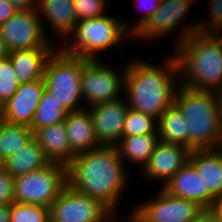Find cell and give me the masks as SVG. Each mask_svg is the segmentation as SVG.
<instances>
[{
    "label": "cell",
    "mask_w": 222,
    "mask_h": 222,
    "mask_svg": "<svg viewBox=\"0 0 222 222\" xmlns=\"http://www.w3.org/2000/svg\"><path fill=\"white\" fill-rule=\"evenodd\" d=\"M36 9L45 34L48 36L47 30L50 28L53 35L57 37L54 40L60 37L58 44H61L74 30L78 21L75 15L74 0H38Z\"/></svg>",
    "instance_id": "obj_17"
},
{
    "label": "cell",
    "mask_w": 222,
    "mask_h": 222,
    "mask_svg": "<svg viewBox=\"0 0 222 222\" xmlns=\"http://www.w3.org/2000/svg\"><path fill=\"white\" fill-rule=\"evenodd\" d=\"M109 0H74L77 20L102 16L109 9Z\"/></svg>",
    "instance_id": "obj_32"
},
{
    "label": "cell",
    "mask_w": 222,
    "mask_h": 222,
    "mask_svg": "<svg viewBox=\"0 0 222 222\" xmlns=\"http://www.w3.org/2000/svg\"><path fill=\"white\" fill-rule=\"evenodd\" d=\"M174 103L187 120L191 151L222 147V124L217 92L196 91L180 84Z\"/></svg>",
    "instance_id": "obj_4"
},
{
    "label": "cell",
    "mask_w": 222,
    "mask_h": 222,
    "mask_svg": "<svg viewBox=\"0 0 222 222\" xmlns=\"http://www.w3.org/2000/svg\"><path fill=\"white\" fill-rule=\"evenodd\" d=\"M88 109L99 144L115 146L123 137L125 118L129 109L124 96Z\"/></svg>",
    "instance_id": "obj_14"
},
{
    "label": "cell",
    "mask_w": 222,
    "mask_h": 222,
    "mask_svg": "<svg viewBox=\"0 0 222 222\" xmlns=\"http://www.w3.org/2000/svg\"><path fill=\"white\" fill-rule=\"evenodd\" d=\"M33 138L30 126L18 125L0 118V158L5 161Z\"/></svg>",
    "instance_id": "obj_25"
},
{
    "label": "cell",
    "mask_w": 222,
    "mask_h": 222,
    "mask_svg": "<svg viewBox=\"0 0 222 222\" xmlns=\"http://www.w3.org/2000/svg\"><path fill=\"white\" fill-rule=\"evenodd\" d=\"M190 152L185 146L159 141L148 162L142 169H138L139 174H142L139 177H143V180L146 178L151 183L159 182L160 188H163L189 162Z\"/></svg>",
    "instance_id": "obj_13"
},
{
    "label": "cell",
    "mask_w": 222,
    "mask_h": 222,
    "mask_svg": "<svg viewBox=\"0 0 222 222\" xmlns=\"http://www.w3.org/2000/svg\"><path fill=\"white\" fill-rule=\"evenodd\" d=\"M218 99H219V105H220L221 124H222V91L218 92Z\"/></svg>",
    "instance_id": "obj_42"
},
{
    "label": "cell",
    "mask_w": 222,
    "mask_h": 222,
    "mask_svg": "<svg viewBox=\"0 0 222 222\" xmlns=\"http://www.w3.org/2000/svg\"><path fill=\"white\" fill-rule=\"evenodd\" d=\"M33 137L49 162L67 167L76 156L70 149L64 122L39 128L33 132Z\"/></svg>",
    "instance_id": "obj_19"
},
{
    "label": "cell",
    "mask_w": 222,
    "mask_h": 222,
    "mask_svg": "<svg viewBox=\"0 0 222 222\" xmlns=\"http://www.w3.org/2000/svg\"><path fill=\"white\" fill-rule=\"evenodd\" d=\"M119 214V212H112L102 222H133V215L130 212L126 215L128 218L125 217L124 220H121Z\"/></svg>",
    "instance_id": "obj_37"
},
{
    "label": "cell",
    "mask_w": 222,
    "mask_h": 222,
    "mask_svg": "<svg viewBox=\"0 0 222 222\" xmlns=\"http://www.w3.org/2000/svg\"><path fill=\"white\" fill-rule=\"evenodd\" d=\"M214 34L222 43V28H219L216 32H214Z\"/></svg>",
    "instance_id": "obj_43"
},
{
    "label": "cell",
    "mask_w": 222,
    "mask_h": 222,
    "mask_svg": "<svg viewBox=\"0 0 222 222\" xmlns=\"http://www.w3.org/2000/svg\"><path fill=\"white\" fill-rule=\"evenodd\" d=\"M207 5V19L198 21L197 32L214 33L222 28V0H209Z\"/></svg>",
    "instance_id": "obj_31"
},
{
    "label": "cell",
    "mask_w": 222,
    "mask_h": 222,
    "mask_svg": "<svg viewBox=\"0 0 222 222\" xmlns=\"http://www.w3.org/2000/svg\"><path fill=\"white\" fill-rule=\"evenodd\" d=\"M9 51L6 48L4 41L0 37V60L8 57Z\"/></svg>",
    "instance_id": "obj_40"
},
{
    "label": "cell",
    "mask_w": 222,
    "mask_h": 222,
    "mask_svg": "<svg viewBox=\"0 0 222 222\" xmlns=\"http://www.w3.org/2000/svg\"><path fill=\"white\" fill-rule=\"evenodd\" d=\"M56 48H30L10 51L8 57L19 83L43 78L48 58Z\"/></svg>",
    "instance_id": "obj_20"
},
{
    "label": "cell",
    "mask_w": 222,
    "mask_h": 222,
    "mask_svg": "<svg viewBox=\"0 0 222 222\" xmlns=\"http://www.w3.org/2000/svg\"><path fill=\"white\" fill-rule=\"evenodd\" d=\"M17 10L14 5L6 0H0V25L12 17Z\"/></svg>",
    "instance_id": "obj_34"
},
{
    "label": "cell",
    "mask_w": 222,
    "mask_h": 222,
    "mask_svg": "<svg viewBox=\"0 0 222 222\" xmlns=\"http://www.w3.org/2000/svg\"><path fill=\"white\" fill-rule=\"evenodd\" d=\"M195 222H217V220L205 210Z\"/></svg>",
    "instance_id": "obj_39"
},
{
    "label": "cell",
    "mask_w": 222,
    "mask_h": 222,
    "mask_svg": "<svg viewBox=\"0 0 222 222\" xmlns=\"http://www.w3.org/2000/svg\"><path fill=\"white\" fill-rule=\"evenodd\" d=\"M0 37L9 52L58 47V44L45 34L36 8L17 10L12 17L0 25Z\"/></svg>",
    "instance_id": "obj_10"
},
{
    "label": "cell",
    "mask_w": 222,
    "mask_h": 222,
    "mask_svg": "<svg viewBox=\"0 0 222 222\" xmlns=\"http://www.w3.org/2000/svg\"><path fill=\"white\" fill-rule=\"evenodd\" d=\"M128 171L116 146L101 145L73 158L67 166V180L77 192L97 199L111 212L120 213L125 189L128 192L133 181Z\"/></svg>",
    "instance_id": "obj_1"
},
{
    "label": "cell",
    "mask_w": 222,
    "mask_h": 222,
    "mask_svg": "<svg viewBox=\"0 0 222 222\" xmlns=\"http://www.w3.org/2000/svg\"><path fill=\"white\" fill-rule=\"evenodd\" d=\"M44 91L43 78L20 83L13 96L1 106L0 118L9 123L31 126Z\"/></svg>",
    "instance_id": "obj_15"
},
{
    "label": "cell",
    "mask_w": 222,
    "mask_h": 222,
    "mask_svg": "<svg viewBox=\"0 0 222 222\" xmlns=\"http://www.w3.org/2000/svg\"><path fill=\"white\" fill-rule=\"evenodd\" d=\"M15 177L4 168L0 170V205L14 202Z\"/></svg>",
    "instance_id": "obj_33"
},
{
    "label": "cell",
    "mask_w": 222,
    "mask_h": 222,
    "mask_svg": "<svg viewBox=\"0 0 222 222\" xmlns=\"http://www.w3.org/2000/svg\"><path fill=\"white\" fill-rule=\"evenodd\" d=\"M71 151L77 155L100 147L88 108L68 112L64 120Z\"/></svg>",
    "instance_id": "obj_18"
},
{
    "label": "cell",
    "mask_w": 222,
    "mask_h": 222,
    "mask_svg": "<svg viewBox=\"0 0 222 222\" xmlns=\"http://www.w3.org/2000/svg\"><path fill=\"white\" fill-rule=\"evenodd\" d=\"M68 111H66L59 102L46 89L42 93L41 100L38 104L31 130L34 132L39 128L56 125L64 122Z\"/></svg>",
    "instance_id": "obj_26"
},
{
    "label": "cell",
    "mask_w": 222,
    "mask_h": 222,
    "mask_svg": "<svg viewBox=\"0 0 222 222\" xmlns=\"http://www.w3.org/2000/svg\"><path fill=\"white\" fill-rule=\"evenodd\" d=\"M116 70L101 59H87L81 68V91L85 108L124 96L127 62Z\"/></svg>",
    "instance_id": "obj_9"
},
{
    "label": "cell",
    "mask_w": 222,
    "mask_h": 222,
    "mask_svg": "<svg viewBox=\"0 0 222 222\" xmlns=\"http://www.w3.org/2000/svg\"><path fill=\"white\" fill-rule=\"evenodd\" d=\"M163 189L170 195L197 202L207 210L215 196L210 192L195 167L187 162L166 183Z\"/></svg>",
    "instance_id": "obj_16"
},
{
    "label": "cell",
    "mask_w": 222,
    "mask_h": 222,
    "mask_svg": "<svg viewBox=\"0 0 222 222\" xmlns=\"http://www.w3.org/2000/svg\"><path fill=\"white\" fill-rule=\"evenodd\" d=\"M180 84L196 91H222V43L214 33L195 32L171 51Z\"/></svg>",
    "instance_id": "obj_3"
},
{
    "label": "cell",
    "mask_w": 222,
    "mask_h": 222,
    "mask_svg": "<svg viewBox=\"0 0 222 222\" xmlns=\"http://www.w3.org/2000/svg\"><path fill=\"white\" fill-rule=\"evenodd\" d=\"M15 70L9 57L0 60V107L10 99L19 87Z\"/></svg>",
    "instance_id": "obj_29"
},
{
    "label": "cell",
    "mask_w": 222,
    "mask_h": 222,
    "mask_svg": "<svg viewBox=\"0 0 222 222\" xmlns=\"http://www.w3.org/2000/svg\"><path fill=\"white\" fill-rule=\"evenodd\" d=\"M196 2L197 0H162L149 21L133 36V42L145 43L153 40L156 43L177 31V36H174V45L171 46L173 50L190 35L197 32V20L192 24L191 22L184 23Z\"/></svg>",
    "instance_id": "obj_7"
},
{
    "label": "cell",
    "mask_w": 222,
    "mask_h": 222,
    "mask_svg": "<svg viewBox=\"0 0 222 222\" xmlns=\"http://www.w3.org/2000/svg\"><path fill=\"white\" fill-rule=\"evenodd\" d=\"M189 162L215 196H222V147L195 149L190 152Z\"/></svg>",
    "instance_id": "obj_21"
},
{
    "label": "cell",
    "mask_w": 222,
    "mask_h": 222,
    "mask_svg": "<svg viewBox=\"0 0 222 222\" xmlns=\"http://www.w3.org/2000/svg\"><path fill=\"white\" fill-rule=\"evenodd\" d=\"M19 9H34L37 8L38 0H6Z\"/></svg>",
    "instance_id": "obj_36"
},
{
    "label": "cell",
    "mask_w": 222,
    "mask_h": 222,
    "mask_svg": "<svg viewBox=\"0 0 222 222\" xmlns=\"http://www.w3.org/2000/svg\"><path fill=\"white\" fill-rule=\"evenodd\" d=\"M159 141L158 134H146L122 137L115 146L127 168L133 162L135 166L137 165L142 169Z\"/></svg>",
    "instance_id": "obj_22"
},
{
    "label": "cell",
    "mask_w": 222,
    "mask_h": 222,
    "mask_svg": "<svg viewBox=\"0 0 222 222\" xmlns=\"http://www.w3.org/2000/svg\"><path fill=\"white\" fill-rule=\"evenodd\" d=\"M67 184V167L50 162L43 168L15 177L14 202L49 208Z\"/></svg>",
    "instance_id": "obj_8"
},
{
    "label": "cell",
    "mask_w": 222,
    "mask_h": 222,
    "mask_svg": "<svg viewBox=\"0 0 222 222\" xmlns=\"http://www.w3.org/2000/svg\"><path fill=\"white\" fill-rule=\"evenodd\" d=\"M162 0H133L135 10L141 12L131 24L124 19L125 28L134 36L152 17Z\"/></svg>",
    "instance_id": "obj_30"
},
{
    "label": "cell",
    "mask_w": 222,
    "mask_h": 222,
    "mask_svg": "<svg viewBox=\"0 0 222 222\" xmlns=\"http://www.w3.org/2000/svg\"><path fill=\"white\" fill-rule=\"evenodd\" d=\"M49 163L42 148L33 137L28 143L16 151L15 154L4 161L3 168L12 176L16 177L43 168Z\"/></svg>",
    "instance_id": "obj_24"
},
{
    "label": "cell",
    "mask_w": 222,
    "mask_h": 222,
    "mask_svg": "<svg viewBox=\"0 0 222 222\" xmlns=\"http://www.w3.org/2000/svg\"><path fill=\"white\" fill-rule=\"evenodd\" d=\"M86 60L65 53L59 46L47 60L43 75L45 89L68 112L85 108L81 91V68Z\"/></svg>",
    "instance_id": "obj_6"
},
{
    "label": "cell",
    "mask_w": 222,
    "mask_h": 222,
    "mask_svg": "<svg viewBox=\"0 0 222 222\" xmlns=\"http://www.w3.org/2000/svg\"><path fill=\"white\" fill-rule=\"evenodd\" d=\"M130 209H132L129 212L133 215L134 222H148L133 207H131Z\"/></svg>",
    "instance_id": "obj_41"
},
{
    "label": "cell",
    "mask_w": 222,
    "mask_h": 222,
    "mask_svg": "<svg viewBox=\"0 0 222 222\" xmlns=\"http://www.w3.org/2000/svg\"><path fill=\"white\" fill-rule=\"evenodd\" d=\"M158 120L133 108L128 109L125 118L123 137L157 133Z\"/></svg>",
    "instance_id": "obj_27"
},
{
    "label": "cell",
    "mask_w": 222,
    "mask_h": 222,
    "mask_svg": "<svg viewBox=\"0 0 222 222\" xmlns=\"http://www.w3.org/2000/svg\"><path fill=\"white\" fill-rule=\"evenodd\" d=\"M133 35L125 28L124 19L108 13L77 21L74 30L58 45L65 53L86 59H101L107 50L121 51ZM124 45V46H123ZM101 53V54H100Z\"/></svg>",
    "instance_id": "obj_5"
},
{
    "label": "cell",
    "mask_w": 222,
    "mask_h": 222,
    "mask_svg": "<svg viewBox=\"0 0 222 222\" xmlns=\"http://www.w3.org/2000/svg\"><path fill=\"white\" fill-rule=\"evenodd\" d=\"M142 201L133 208L148 222H195L205 211L197 202L172 196L163 188Z\"/></svg>",
    "instance_id": "obj_12"
},
{
    "label": "cell",
    "mask_w": 222,
    "mask_h": 222,
    "mask_svg": "<svg viewBox=\"0 0 222 222\" xmlns=\"http://www.w3.org/2000/svg\"><path fill=\"white\" fill-rule=\"evenodd\" d=\"M110 213L100 201L68 184L49 207L50 222H102Z\"/></svg>",
    "instance_id": "obj_11"
},
{
    "label": "cell",
    "mask_w": 222,
    "mask_h": 222,
    "mask_svg": "<svg viewBox=\"0 0 222 222\" xmlns=\"http://www.w3.org/2000/svg\"><path fill=\"white\" fill-rule=\"evenodd\" d=\"M10 219L11 222H50L49 208L41 205L13 202Z\"/></svg>",
    "instance_id": "obj_28"
},
{
    "label": "cell",
    "mask_w": 222,
    "mask_h": 222,
    "mask_svg": "<svg viewBox=\"0 0 222 222\" xmlns=\"http://www.w3.org/2000/svg\"><path fill=\"white\" fill-rule=\"evenodd\" d=\"M11 204L0 205V222H11Z\"/></svg>",
    "instance_id": "obj_38"
},
{
    "label": "cell",
    "mask_w": 222,
    "mask_h": 222,
    "mask_svg": "<svg viewBox=\"0 0 222 222\" xmlns=\"http://www.w3.org/2000/svg\"><path fill=\"white\" fill-rule=\"evenodd\" d=\"M3 164H4V161L0 158V170L3 169Z\"/></svg>",
    "instance_id": "obj_44"
},
{
    "label": "cell",
    "mask_w": 222,
    "mask_h": 222,
    "mask_svg": "<svg viewBox=\"0 0 222 222\" xmlns=\"http://www.w3.org/2000/svg\"><path fill=\"white\" fill-rule=\"evenodd\" d=\"M207 211L219 222H222V196H217L213 200Z\"/></svg>",
    "instance_id": "obj_35"
},
{
    "label": "cell",
    "mask_w": 222,
    "mask_h": 222,
    "mask_svg": "<svg viewBox=\"0 0 222 222\" xmlns=\"http://www.w3.org/2000/svg\"><path fill=\"white\" fill-rule=\"evenodd\" d=\"M128 57L124 98L128 106L157 120L174 103L180 85L179 67L170 51L163 61L153 63L143 58ZM157 63V64H156Z\"/></svg>",
    "instance_id": "obj_2"
},
{
    "label": "cell",
    "mask_w": 222,
    "mask_h": 222,
    "mask_svg": "<svg viewBox=\"0 0 222 222\" xmlns=\"http://www.w3.org/2000/svg\"><path fill=\"white\" fill-rule=\"evenodd\" d=\"M186 121L179 107L172 103L158 119L159 140L182 145L189 149V132Z\"/></svg>",
    "instance_id": "obj_23"
}]
</instances>
